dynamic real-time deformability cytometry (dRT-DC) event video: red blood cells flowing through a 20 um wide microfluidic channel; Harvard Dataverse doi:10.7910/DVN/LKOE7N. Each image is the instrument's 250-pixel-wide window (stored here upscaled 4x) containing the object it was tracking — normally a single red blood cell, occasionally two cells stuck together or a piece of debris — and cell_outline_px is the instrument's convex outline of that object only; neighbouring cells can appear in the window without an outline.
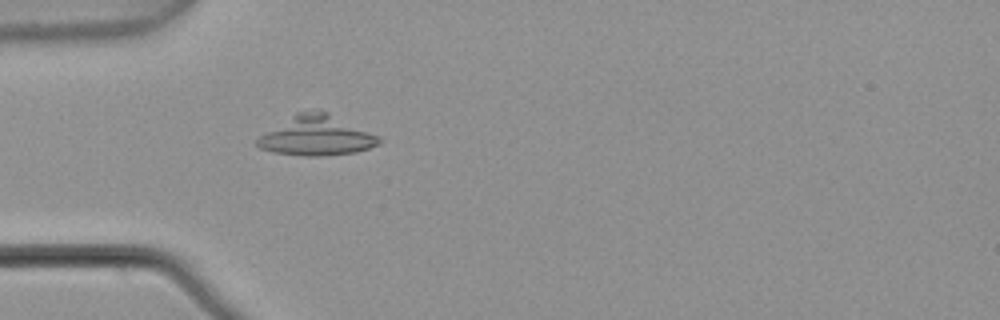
{"species": "common noctule bat (a hibernating species)", "species_latin": "Nyctalus noctula", "temperature_condition": "warm", "stored_images_in_passage": 3, "camera_frame_rate_fps": 3000, "um_per_image_px": 0.085, "animal": {"sex": "male", "body_mass_g": 21.5, "forearm_length_mm": 52.0}, "frame": {"image": 1, "passage_image": 3, "time_ms": 0.667, "image_size_px": [1000, 320], "cell_outline_px": [[384, 140], [380, 144], [356, 152], [320, 156], [304, 156], [272, 152], [260, 148], [256, 144], [256, 140], [260, 136], [296, 112], [316, 108], [320, 108], [380, 136]], "centroid_in_image_um": [26.94, 11.51], "position_along_channel_um": 58.1, "area_um2": 28.55}}